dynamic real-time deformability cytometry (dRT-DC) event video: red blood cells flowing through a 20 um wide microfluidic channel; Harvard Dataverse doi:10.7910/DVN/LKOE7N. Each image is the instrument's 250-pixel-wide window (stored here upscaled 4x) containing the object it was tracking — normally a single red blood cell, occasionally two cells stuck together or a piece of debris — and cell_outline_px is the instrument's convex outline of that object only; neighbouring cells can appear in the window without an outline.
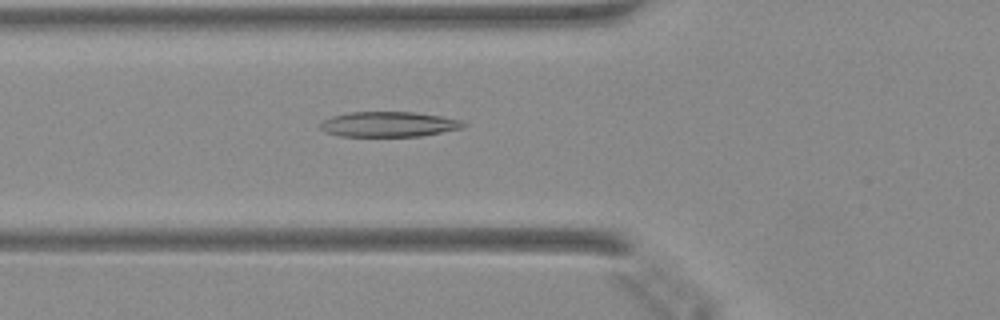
{"species": "Egyptian fruit bat (a non-hibernating species)", "species_latin": "Rousettus aegyptiacus", "temperature_condition": "warm", "stored_images_in_passage": 48, "camera_frame_rate_fps": 3000, "um_per_image_px": 0.085, "animal": {"sex": "female"}, "frame": {"image": 1, "passage_image": 18, "time_ms": 5.667, "image_size_px": [1000, 320], "cell_outline_px": [[468, 124], [460, 128], [420, 136], [340, 136], [328, 132], [320, 128], [320, 124], [324, 120], [332, 116], [348, 112], [412, 112], [440, 116], [460, 120]], "centroid_in_image_um": [33.02, 10.56], "position_along_channel_um": 92.8, "area_um2": 20.69}}
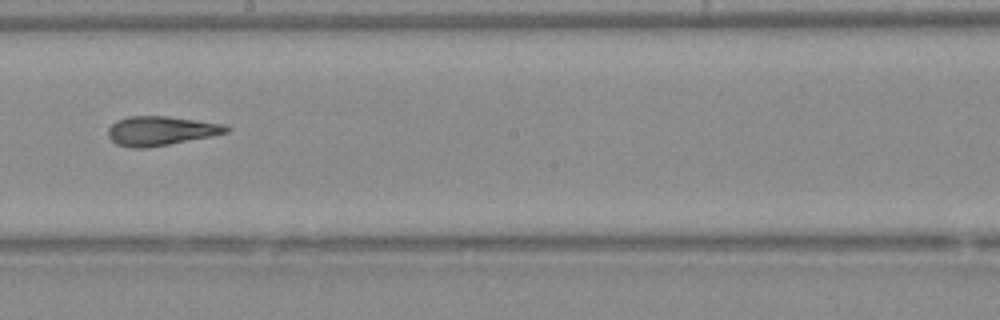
{"frame": {"image": 2, "passage_image": 28, "time_ms": 9.0, "image_size_px": [1000, 320], "cell_outline_px": [[232, 128], [228, 132], [148, 148], [132, 148], [116, 144], [108, 136], [108, 128], [116, 120], [128, 116], [168, 116], [228, 124]], "centroid_in_image_um": [13.67, 11.1], "position_along_channel_um": 234.5, "area_um2": 20.17}}
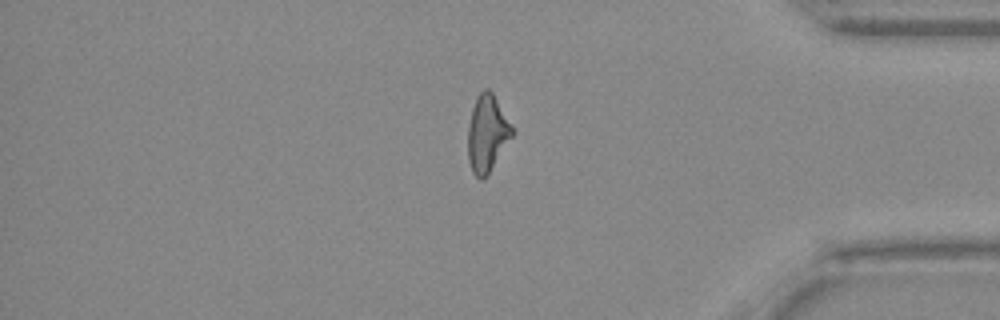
{"frame": {"image": 3, "passage_image": 41, "time_ms": 13.333, "image_size_px": [1000, 320], "cell_outline_px": [[512, 136], [488, 172], [480, 180], [472, 172], [468, 160], [468, 124], [472, 108], [476, 96], [484, 88], [488, 88], [492, 92], [512, 128]], "centroid_in_image_um": [41.36, 11.31], "position_along_channel_um": 393.8, "area_um2": 19.19}}